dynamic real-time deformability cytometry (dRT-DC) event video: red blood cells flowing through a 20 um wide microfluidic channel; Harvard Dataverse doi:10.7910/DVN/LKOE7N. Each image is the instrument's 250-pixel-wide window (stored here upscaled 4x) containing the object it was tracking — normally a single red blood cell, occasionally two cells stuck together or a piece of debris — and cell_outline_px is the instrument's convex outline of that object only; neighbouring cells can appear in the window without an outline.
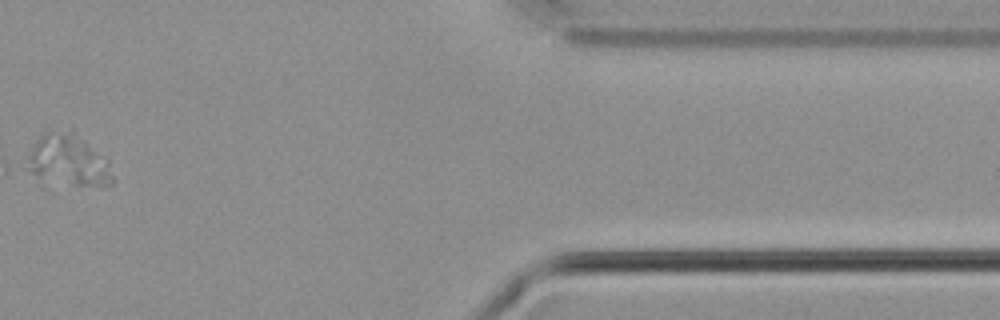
{"species": "common noctule bat (a hibernating species)", "species_latin": "Nyctalus noctula", "temperature_condition": "cold", "stored_images_in_passage": 11, "segment_of_instrument_passage": [2, 2], "camera_frame_rate_fps": 3000, "um_per_image_px": 0.085, "animal": {"sex": "male", "body_mass_g": 21.5, "forearm_length_mm": 52.0}, "frame": {"image": 1, "passage_image": 10, "time_ms": 3.0, "image_size_px": [1000, 320], "cell_outline_px": [[116, 180], [112, 184], [100, 188], [72, 184], [32, 172], [24, 168], [28, 156], [36, 140], [44, 132], [72, 128], [108, 156]], "centroid_in_image_um": [5.97, 13.57], "position_along_channel_um": 405.4, "area_um2": 26.24}}